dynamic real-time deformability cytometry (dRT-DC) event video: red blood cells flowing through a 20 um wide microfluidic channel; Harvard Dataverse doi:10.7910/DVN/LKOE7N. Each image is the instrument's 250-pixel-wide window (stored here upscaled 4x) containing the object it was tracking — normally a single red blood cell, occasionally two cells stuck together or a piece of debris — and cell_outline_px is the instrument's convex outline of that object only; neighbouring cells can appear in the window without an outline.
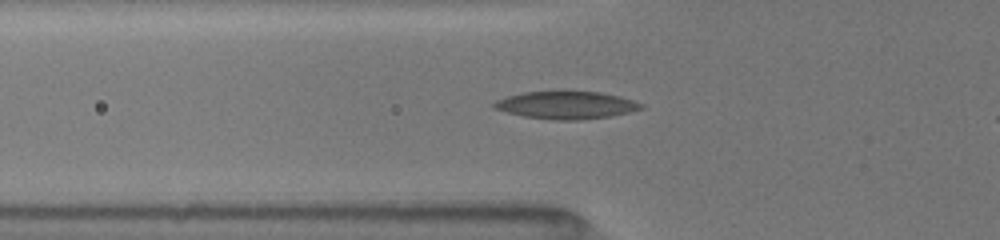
{"species": "common noctule bat (a hibernating species)", "species_latin": "Nyctalus noctula", "temperature_condition": "room temperature", "stored_images_in_passage": 25, "camera_frame_rate_fps": 3000, "um_per_image_px": 0.085, "animal": {"sex": "female", "body_mass_g": 19.5, "forearm_length_mm": 54.1}, "frame": {"image": 1, "passage_image": 6, "time_ms": 2.667, "image_size_px": [1000, 240], "cell_outline_px": [[644, 108], [628, 112], [608, 116], [580, 120], [552, 120], [524, 116], [492, 108], [492, 104], [496, 100], [508, 96], [524, 92], [600, 92], [620, 96], [644, 104]], "centroid_in_image_um": [48.13, 8.94], "position_along_channel_um": 77.7, "area_um2": 23.35}}
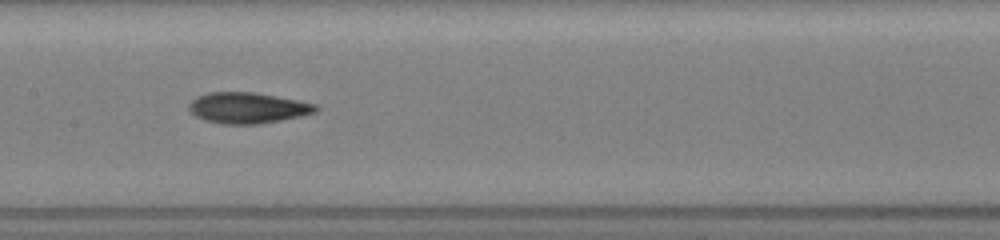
{"frame": {"image": 2, "passage_image": 11, "time_ms": 5.333, "image_size_px": [1000, 240], "cell_outline_px": [[320, 108], [316, 112], [300, 116], [260, 124], [220, 124], [204, 120], [196, 116], [188, 108], [188, 104], [196, 96], [208, 92], [256, 92], [316, 104]], "centroid_in_image_um": [21.03, 9.17], "position_along_channel_um": 186.4, "area_um2": 22.89}}
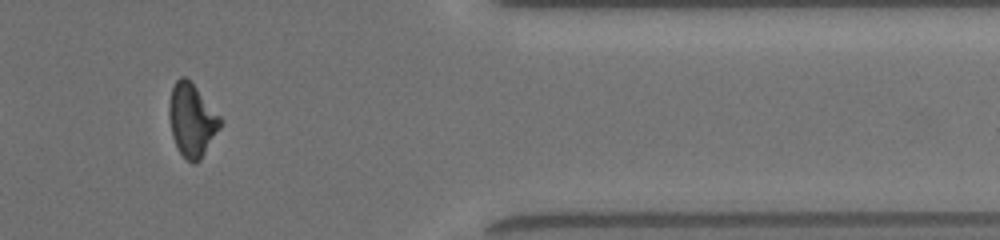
{"frame": {"image": 3, "passage_image": 22, "time_ms": 11.0, "image_size_px": [1000, 240], "cell_outline_px": [[220, 128], [200, 160], [196, 164], [192, 164], [180, 152], [172, 136], [168, 116], [168, 104], [172, 88], [176, 80], [180, 76], [184, 76], [196, 88], [220, 116]], "centroid_in_image_um": [16.28, 10.22], "position_along_channel_um": 395.1, "area_um2": 21.44}, "authors_computed_cell_mechanics": {"area_um2": 22.0796, "velocity_mm_per_s": 4.0462, "shape_relaxation_time_tau1_ms": 4.1655, "shape_relaxation_time_tau2_ms": 3.1746, "deformation_change_tau1": 0.1297, "deformation_change_tau2": 0.0876}}